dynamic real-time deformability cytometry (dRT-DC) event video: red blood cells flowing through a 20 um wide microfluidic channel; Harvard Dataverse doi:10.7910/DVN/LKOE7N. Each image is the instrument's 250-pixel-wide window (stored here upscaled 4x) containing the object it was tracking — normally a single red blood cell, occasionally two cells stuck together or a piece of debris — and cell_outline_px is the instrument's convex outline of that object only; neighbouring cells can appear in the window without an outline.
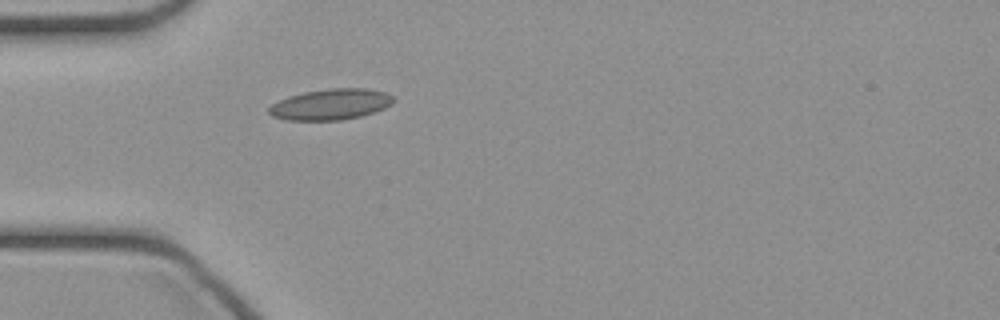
{"species": "common noctule bat (a hibernating species)", "species_latin": "Nyctalus noctula", "temperature_condition": "cold", "stored_images_in_passage": 21, "camera_frame_rate_fps": 3000, "um_per_image_px": 0.085, "animal": {"sex": "female", "body_mass_g": 21.9}, "frame": {"image": 1, "passage_image": 1, "time_ms": 0.0, "image_size_px": [1000, 320], "cell_outline_px": [[396, 100], [392, 104], [384, 108], [360, 116], [340, 120], [284, 120], [272, 116], [268, 112], [268, 108], [272, 104], [288, 96], [304, 92], [328, 88], [364, 88], [384, 92], [392, 96]], "centroid_in_image_um": [28.09, 8.87], "position_along_channel_um": 56.9, "area_um2": 22.37}}
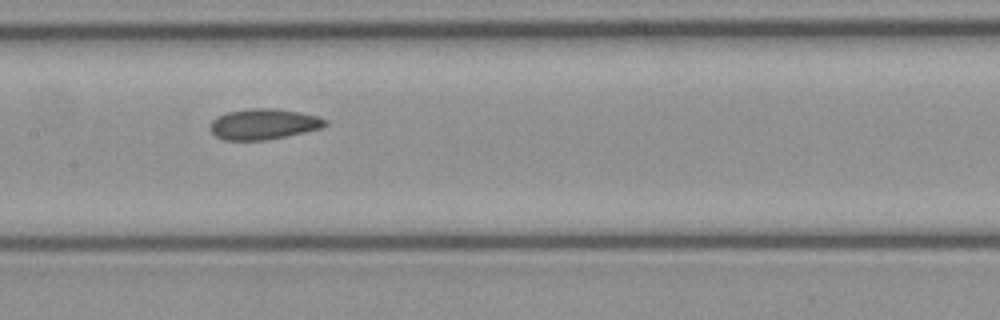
{"frame": {"image": 2, "passage_image": 10, "time_ms": 3.0, "image_size_px": [1000, 320], "cell_outline_px": [[328, 124], [320, 128], [304, 132], [268, 140], [224, 140], [216, 136], [208, 128], [212, 120], [216, 116], [228, 112], [248, 108], [276, 108], [300, 112], [316, 116], [328, 120]], "centroid_in_image_um": [22.38, 10.54], "position_along_channel_um": 185.0, "area_um2": 20.69}}
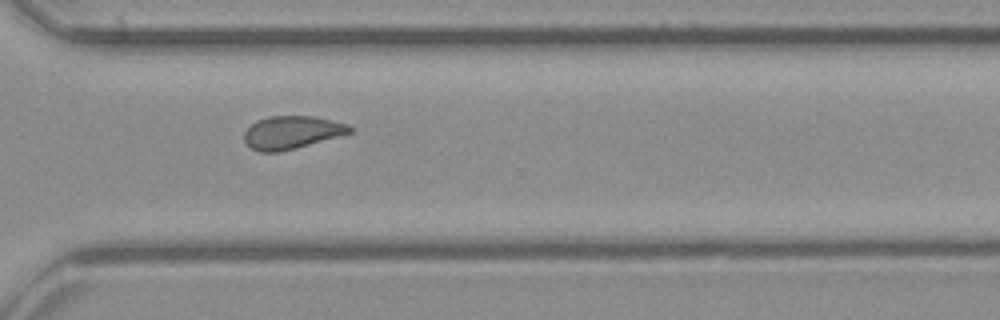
{"frame": {"image": 3, "passage_image": 21, "time_ms": 6.667, "image_size_px": [1000, 320], "cell_outline_px": [[352, 132], [296, 148], [280, 152], [260, 152], [252, 148], [244, 140], [244, 132], [256, 120], [268, 116], [312, 116], [332, 120], [348, 124], [352, 128]], "centroid_in_image_um": [24.78, 11.25], "position_along_channel_um": 345.8, "area_um2": 20.11}}